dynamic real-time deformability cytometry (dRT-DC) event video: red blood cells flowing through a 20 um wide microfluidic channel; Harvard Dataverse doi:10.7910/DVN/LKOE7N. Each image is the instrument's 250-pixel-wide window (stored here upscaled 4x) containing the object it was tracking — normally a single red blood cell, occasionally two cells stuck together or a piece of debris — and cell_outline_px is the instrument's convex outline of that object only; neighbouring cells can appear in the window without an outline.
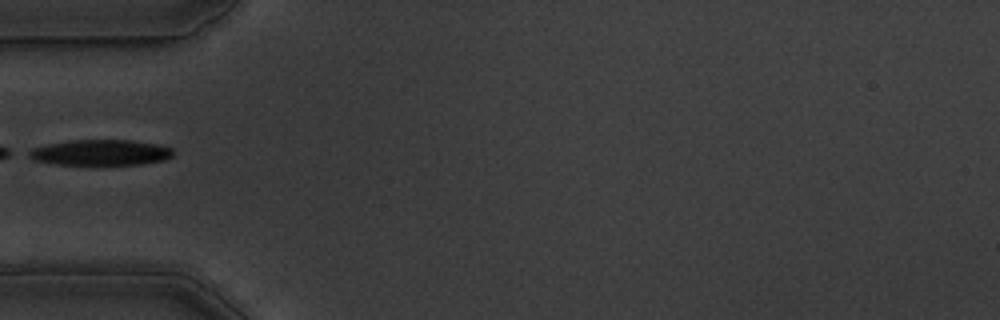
{"species": "common noctule bat (a hibernating species)", "species_latin": "Nyctalus noctula", "temperature_condition": "warm", "stored_images_in_passage": 36, "camera_frame_rate_fps": 3000, "um_per_image_px": 0.085, "animal": {"sex": "male", "body_mass_g": 19.5, "forearm_length_mm": 54.6}, "frame": {"image": 1, "passage_image": 1, "time_ms": 0.0, "image_size_px": [1000, 320], "cell_outline_px": [[172, 156], [164, 160], [140, 164], [56, 164], [32, 160], [24, 156], [24, 152], [32, 148], [48, 144], [68, 140], [132, 140], [156, 144], [172, 148]], "centroid_in_image_um": [8.45, 12.96], "position_along_channel_um": 76.6, "area_um2": 21.68}}